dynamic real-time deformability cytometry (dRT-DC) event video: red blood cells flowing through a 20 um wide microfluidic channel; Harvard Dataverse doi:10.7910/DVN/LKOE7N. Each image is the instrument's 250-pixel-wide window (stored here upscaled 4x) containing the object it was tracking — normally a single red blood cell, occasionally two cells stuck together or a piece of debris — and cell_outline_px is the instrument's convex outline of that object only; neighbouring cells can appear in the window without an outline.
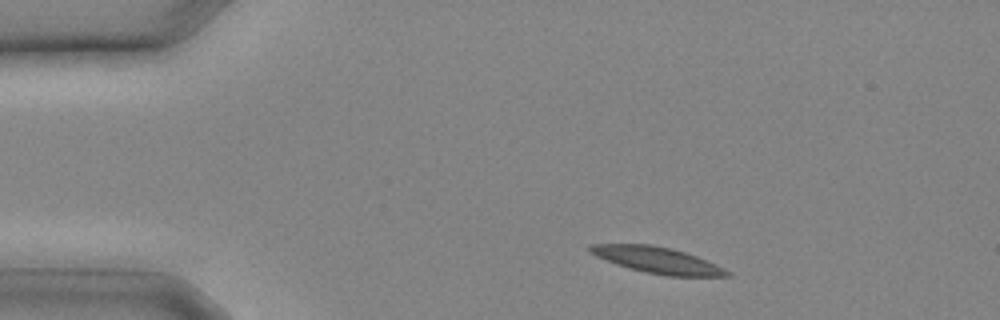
{"species": "common noctule bat (a hibernating species)", "species_latin": "Nyctalus noctula", "temperature_condition": "cold", "stored_images_in_passage": 7, "camera_frame_rate_fps": 3000, "um_per_image_px": 0.085, "animal": {"sex": "male", "body_mass_g": 20.4}, "frame": {"image": 1, "passage_image": 2, "time_ms": 0.333, "image_size_px": [1000, 320], "cell_outline_px": [[732, 276], [668, 276], [648, 272], [616, 264], [596, 256], [588, 252], [588, 244], [652, 244], [672, 248], [696, 256], [724, 268], [732, 272]], "centroid_in_image_um": [55.87, 22.1], "position_along_channel_um": 29.1, "area_um2": 20.75}}
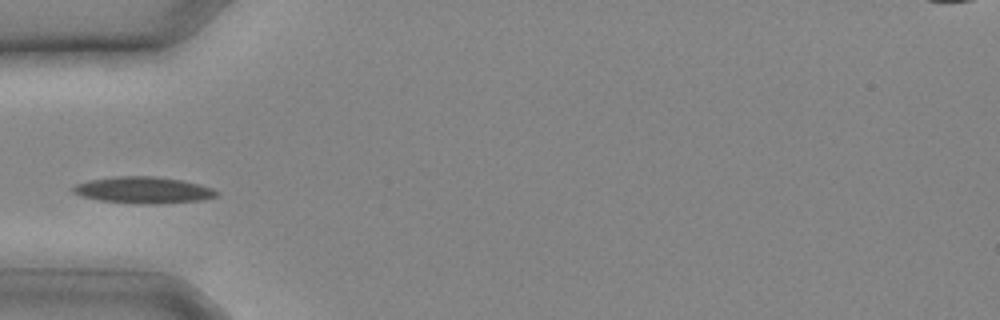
{"frame": {"image": 2, "passage_image": 6, "time_ms": 1.667, "image_size_px": [1000, 320], "cell_outline_px": [[220, 192], [216, 196], [200, 200], [152, 204], [140, 204], [100, 200], [84, 196], [72, 192], [72, 188], [76, 184], [88, 180], [116, 176], [156, 176], [180, 180], [212, 188]], "centroid_in_image_um": [12.16, 16.15], "position_along_channel_um": 72.8, "area_um2": 21.91}}